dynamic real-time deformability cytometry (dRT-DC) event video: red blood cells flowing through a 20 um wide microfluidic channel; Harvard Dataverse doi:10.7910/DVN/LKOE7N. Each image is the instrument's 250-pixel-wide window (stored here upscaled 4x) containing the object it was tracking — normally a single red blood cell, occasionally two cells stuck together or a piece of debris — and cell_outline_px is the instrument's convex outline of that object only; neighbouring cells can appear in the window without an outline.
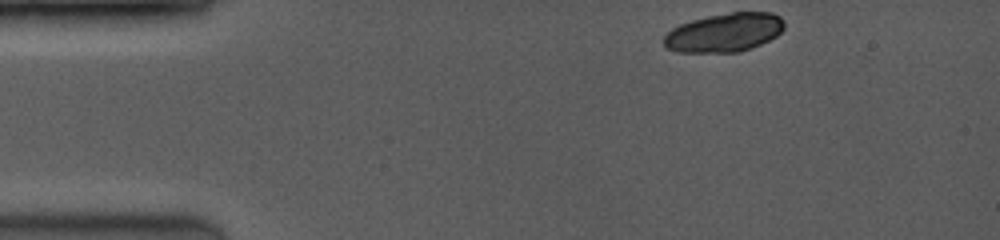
{"species": "common noctule bat (a hibernating species)", "species_latin": "Nyctalus noctula", "temperature_condition": "room temperature", "stored_images_in_passage": 13, "camera_frame_rate_fps": 3500, "um_per_image_px": 0.085, "animal": {"sex": "female", "body_mass_g": 19.0, "forearm_length_mm": 53.3}, "frame": {"image": 1, "passage_image": 1, "time_ms": 0.0, "image_size_px": [1000, 240], "cell_outline_px": [[784, 28], [776, 36], [752, 48], [740, 52], [676, 52], [664, 48], [664, 36], [672, 28], [680, 24], [692, 20], [708, 16], [732, 12], [772, 12], [780, 16], [784, 20]], "centroid_in_image_um": [61.57, 2.77], "position_along_channel_um": 23.4, "area_um2": 27.28}}